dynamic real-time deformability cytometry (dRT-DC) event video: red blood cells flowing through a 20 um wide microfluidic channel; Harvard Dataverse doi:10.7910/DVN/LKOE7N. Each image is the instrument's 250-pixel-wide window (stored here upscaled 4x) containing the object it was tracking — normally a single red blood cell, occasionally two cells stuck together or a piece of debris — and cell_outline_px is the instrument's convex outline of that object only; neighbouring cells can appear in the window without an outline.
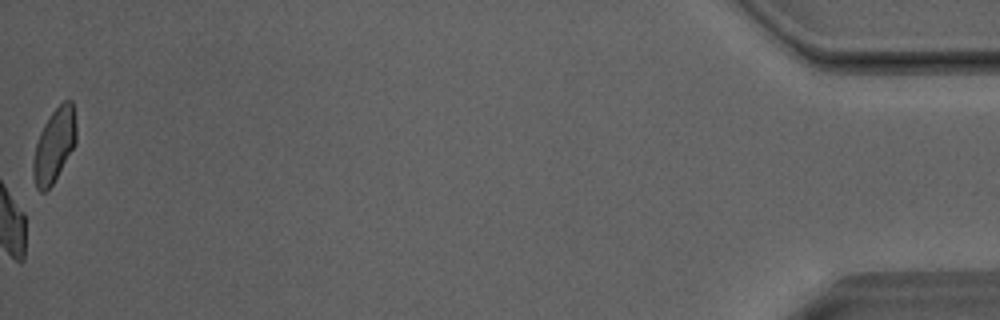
{"species": "Egyptian fruit bat (a non-hibernating species)", "species_latin": "Rousettus aegyptiacus", "temperature_condition": "room temperature", "stored_images_in_passage": 52, "camera_frame_rate_fps": 3000, "um_per_image_px": 0.085, "animal": {"sex": "male"}, "frame": {"image": 1, "passage_image": 52, "time_ms": 17.0, "image_size_px": [1000, 320], "cell_outline_px": [[76, 144], [52, 184], [44, 192], [40, 192], [36, 188], [32, 172], [32, 160], [36, 144], [40, 132], [44, 124], [52, 112], [64, 100], [72, 100], [76, 124]], "centroid_in_image_um": [4.6, 12.36], "position_along_channel_um": 430.6, "area_um2": 18.44}, "authors_computed_cell_mechanics": {"area_um2": 20.0566, "velocity_mm_per_s": 4.0349, "shape_relaxation_time_tau1_ms": 4.7532, "shape_relaxation_time_tau2_ms": 1.9352, "deformation_change_tau1": 0.1519, "deformation_change_tau2": 0.0965}}